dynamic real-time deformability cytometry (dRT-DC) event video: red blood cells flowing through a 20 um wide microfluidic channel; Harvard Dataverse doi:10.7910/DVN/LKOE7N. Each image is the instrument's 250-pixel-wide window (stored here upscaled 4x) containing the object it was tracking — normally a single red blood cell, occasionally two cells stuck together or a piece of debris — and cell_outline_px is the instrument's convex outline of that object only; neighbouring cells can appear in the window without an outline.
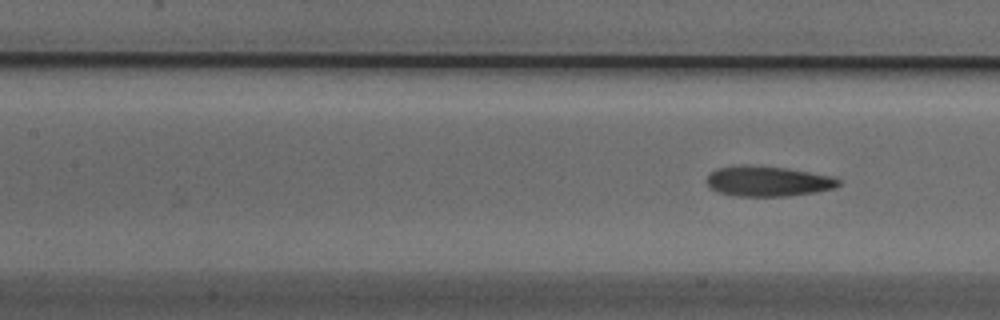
{"species": "Egyptian fruit bat (a non-hibernating species)", "species_latin": "Rousettus aegyptiacus", "temperature_condition": "cold", "stored_images_in_passage": 5, "camera_frame_rate_fps": 3000, "um_per_image_px": 0.085, "animal": {"sex": "male"}, "frame": {"image": 1, "passage_image": 5, "time_ms": 1.333, "image_size_px": [1000, 320], "cell_outline_px": [[840, 184], [832, 188], [816, 192], [784, 196], [736, 196], [720, 192], [712, 188], [708, 184], [708, 176], [716, 168], [744, 164], [788, 168], [832, 176], [840, 180]], "centroid_in_image_um": [65.28, 15.39], "position_along_channel_um": 142.1, "area_um2": 23.06}}